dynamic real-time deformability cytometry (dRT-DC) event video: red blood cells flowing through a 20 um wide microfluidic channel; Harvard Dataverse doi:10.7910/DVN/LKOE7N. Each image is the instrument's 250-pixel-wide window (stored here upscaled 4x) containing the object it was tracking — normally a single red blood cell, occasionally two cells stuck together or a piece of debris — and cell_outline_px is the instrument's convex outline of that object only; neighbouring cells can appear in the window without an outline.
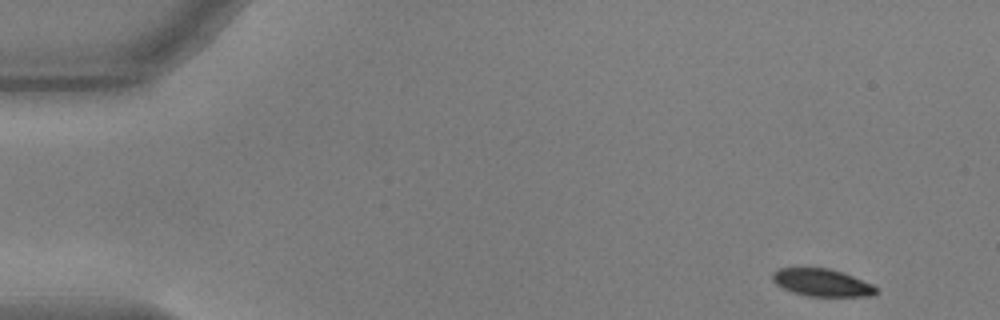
{"species": "common noctule bat (a hibernating species)", "species_latin": "Nyctalus noctula", "temperature_condition": "warm", "stored_images_in_passage": 53, "camera_frame_rate_fps": 3000, "um_per_image_px": 0.085, "animal": {"sex": "male", "body_mass_g": 17.9, "forearm_length_mm": 54.2}, "frame": {"image": 1, "passage_image": 1, "time_ms": 0.0, "image_size_px": [1000, 320], "cell_outline_px": [[876, 292], [872, 296], [808, 296], [792, 292], [776, 284], [772, 280], [772, 272], [780, 268], [828, 268], [844, 272], [872, 284], [876, 288]], "centroid_in_image_um": [69.85, 24.01], "position_along_channel_um": 15.1, "area_um2": 16.53}}
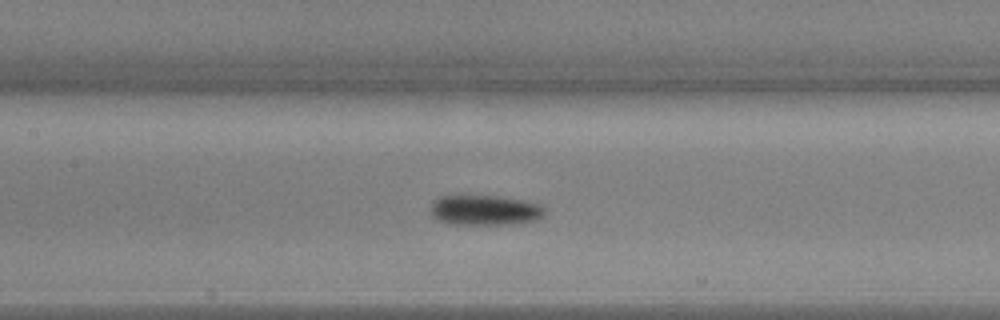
{"frame": {"image": 2, "passage_image": 23, "time_ms": 7.333, "image_size_px": [1000, 320], "cell_outline_px": [[544, 216], [536, 220], [520, 224], [448, 224], [436, 220], [428, 212], [428, 208], [432, 200], [436, 196], [456, 192], [500, 196], [528, 200], [540, 204], [544, 208]], "centroid_in_image_um": [41.09, 17.81], "position_along_channel_um": 166.3, "area_um2": 21.68}}
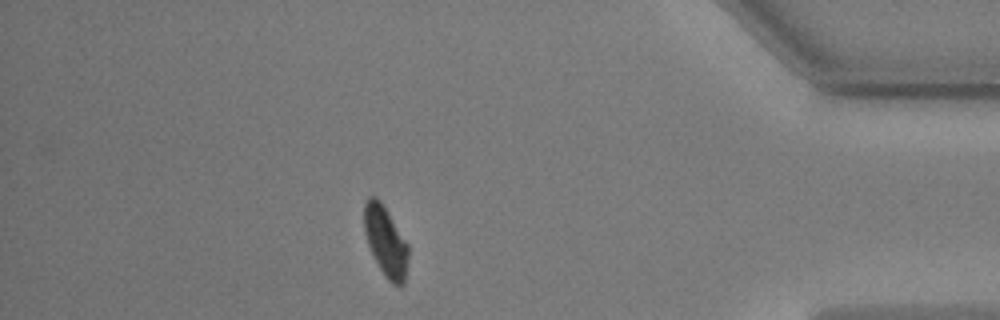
{"frame": {"image": 3, "passage_image": 46, "time_ms": 15.0, "image_size_px": [1000, 320], "cell_outline_px": [[408, 256], [404, 284], [400, 288], [392, 284], [384, 276], [368, 244], [364, 232], [364, 204], [368, 196], [376, 196], [380, 200], [408, 244]], "centroid_in_image_um": [32.78, 20.53], "position_along_channel_um": 402.4, "area_um2": 17.98}, "authors_computed_cell_mechanics": {"area_um2": 19.074, "velocity_mm_per_s": 3.5962, "shape_relaxation_time_tau1_ms": 3.1965, "shape_relaxation_time_tau2_ms": 2.1536, "deformation_change_tau1": 0.1475, "deformation_change_tau2": 0.0486}}